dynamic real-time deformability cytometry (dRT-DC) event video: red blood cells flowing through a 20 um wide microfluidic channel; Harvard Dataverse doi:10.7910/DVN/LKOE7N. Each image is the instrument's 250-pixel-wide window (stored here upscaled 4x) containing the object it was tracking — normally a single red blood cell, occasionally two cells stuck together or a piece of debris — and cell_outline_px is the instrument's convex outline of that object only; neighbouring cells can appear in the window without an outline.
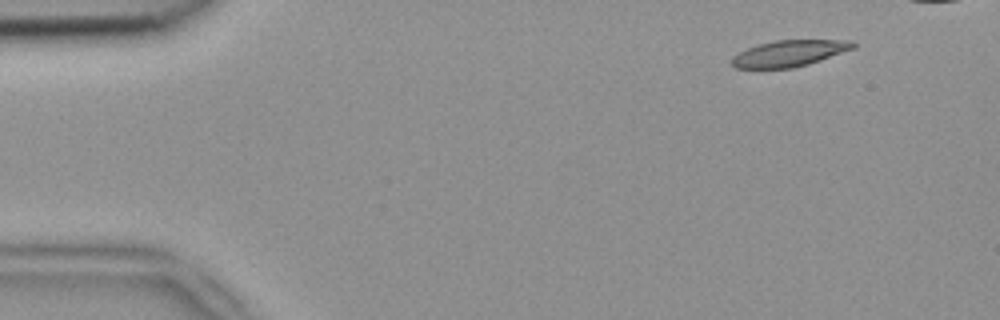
{"species": "common noctule bat (a hibernating species)", "species_latin": "Nyctalus noctula", "temperature_condition": "room temperature", "stored_images_in_passage": 5, "camera_frame_rate_fps": 3000, "um_per_image_px": 0.085, "animal": {"sex": "female", "body_mass_g": 18.4}, "frame": {"image": 1, "passage_image": 1, "time_ms": 0.0, "image_size_px": [1000, 320], "cell_outline_px": [[856, 48], [808, 64], [792, 68], [736, 68], [728, 60], [732, 56], [756, 44], [776, 40], [852, 40], [856, 44]], "centroid_in_image_um": [67.08, 4.53], "position_along_channel_um": 17.9, "area_um2": 18.67}}